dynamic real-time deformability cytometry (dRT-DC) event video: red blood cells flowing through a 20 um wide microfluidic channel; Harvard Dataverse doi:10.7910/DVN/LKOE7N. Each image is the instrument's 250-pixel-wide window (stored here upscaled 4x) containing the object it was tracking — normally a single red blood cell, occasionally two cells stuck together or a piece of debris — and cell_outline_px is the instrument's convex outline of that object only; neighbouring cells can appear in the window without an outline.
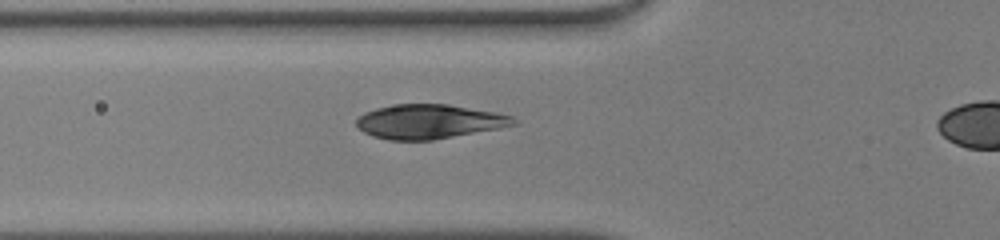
{"species": "human", "species_latin": "Homo sapiens", "temperature_condition": "warm", "stored_images_in_passage": 36, "camera_frame_rate_fps": 3000, "um_per_image_px": 0.085, "donor": {"sex": "male"}, "frame": {"image": 1, "passage_image": 11, "time_ms": 3.333, "image_size_px": [1000, 240], "cell_outline_px": [[520, 124], [500, 128], [432, 140], [388, 140], [372, 136], [364, 132], [356, 124], [356, 120], [364, 112], [376, 108], [396, 104], [448, 104], [496, 112], [512, 116]], "centroid_in_image_um": [36.5, 10.33], "position_along_channel_um": 89.3, "area_um2": 31.44}}
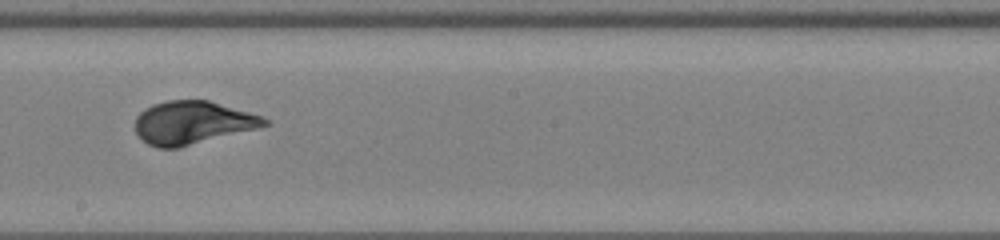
{"frame": {"image": 2, "passage_image": 21, "time_ms": 6.667, "image_size_px": [1000, 240], "cell_outline_px": [[272, 124], [260, 128], [180, 148], [156, 148], [148, 144], [136, 132], [136, 116], [144, 108], [152, 104], [168, 100], [208, 100], [248, 112], [260, 116], [268, 120]], "centroid_in_image_um": [16.37, 10.44], "position_along_channel_um": 231.8, "area_um2": 32.6}}
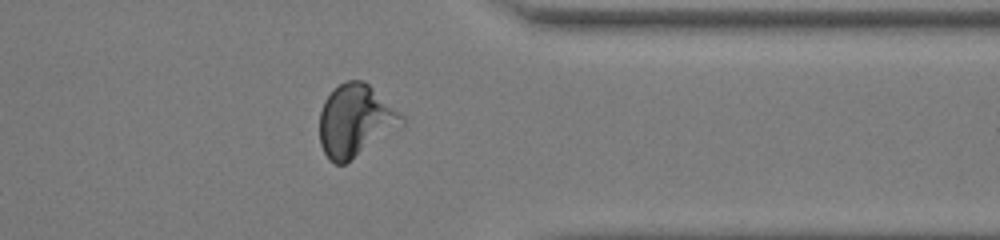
{"frame": {"image": 3, "passage_image": 32, "time_ms": 10.333, "image_size_px": [1000, 240], "cell_outline_px": [[404, 124], [400, 128], [344, 164], [336, 164], [328, 160], [320, 144], [320, 112], [324, 100], [340, 84], [348, 80], [364, 80], [400, 112], [404, 116]], "centroid_in_image_um": [30.21, 10.26], "position_along_channel_um": 381.2, "area_um2": 34.39}}